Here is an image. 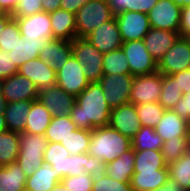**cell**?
<instances>
[{
  "label": "cell",
  "mask_w": 190,
  "mask_h": 191,
  "mask_svg": "<svg viewBox=\"0 0 190 191\" xmlns=\"http://www.w3.org/2000/svg\"><path fill=\"white\" fill-rule=\"evenodd\" d=\"M99 82L89 85L76 97L70 118L78 129L92 131L109 125L111 108Z\"/></svg>",
  "instance_id": "cell-1"
},
{
  "label": "cell",
  "mask_w": 190,
  "mask_h": 191,
  "mask_svg": "<svg viewBox=\"0 0 190 191\" xmlns=\"http://www.w3.org/2000/svg\"><path fill=\"white\" fill-rule=\"evenodd\" d=\"M131 149V140L109 125L91 131L88 154L110 163Z\"/></svg>",
  "instance_id": "cell-2"
},
{
  "label": "cell",
  "mask_w": 190,
  "mask_h": 191,
  "mask_svg": "<svg viewBox=\"0 0 190 191\" xmlns=\"http://www.w3.org/2000/svg\"><path fill=\"white\" fill-rule=\"evenodd\" d=\"M44 163L49 164L62 177L78 176L87 167V153L70 155L60 142H48Z\"/></svg>",
  "instance_id": "cell-3"
},
{
  "label": "cell",
  "mask_w": 190,
  "mask_h": 191,
  "mask_svg": "<svg viewBox=\"0 0 190 191\" xmlns=\"http://www.w3.org/2000/svg\"><path fill=\"white\" fill-rule=\"evenodd\" d=\"M114 17L107 0H90L75 14L76 36L86 37Z\"/></svg>",
  "instance_id": "cell-4"
},
{
  "label": "cell",
  "mask_w": 190,
  "mask_h": 191,
  "mask_svg": "<svg viewBox=\"0 0 190 191\" xmlns=\"http://www.w3.org/2000/svg\"><path fill=\"white\" fill-rule=\"evenodd\" d=\"M72 55L83 66L85 76L90 83L98 82L103 76V54L85 37H76L72 41Z\"/></svg>",
  "instance_id": "cell-5"
},
{
  "label": "cell",
  "mask_w": 190,
  "mask_h": 191,
  "mask_svg": "<svg viewBox=\"0 0 190 191\" xmlns=\"http://www.w3.org/2000/svg\"><path fill=\"white\" fill-rule=\"evenodd\" d=\"M133 80L131 74H112L103 75L98 81L111 110L130 102Z\"/></svg>",
  "instance_id": "cell-6"
},
{
  "label": "cell",
  "mask_w": 190,
  "mask_h": 191,
  "mask_svg": "<svg viewBox=\"0 0 190 191\" xmlns=\"http://www.w3.org/2000/svg\"><path fill=\"white\" fill-rule=\"evenodd\" d=\"M163 74L159 71L134 76L131 87L130 103L141 105L145 103L158 102L162 90Z\"/></svg>",
  "instance_id": "cell-7"
},
{
  "label": "cell",
  "mask_w": 190,
  "mask_h": 191,
  "mask_svg": "<svg viewBox=\"0 0 190 191\" xmlns=\"http://www.w3.org/2000/svg\"><path fill=\"white\" fill-rule=\"evenodd\" d=\"M182 7L172 0H158L148 12L150 28L179 33Z\"/></svg>",
  "instance_id": "cell-8"
},
{
  "label": "cell",
  "mask_w": 190,
  "mask_h": 191,
  "mask_svg": "<svg viewBox=\"0 0 190 191\" xmlns=\"http://www.w3.org/2000/svg\"><path fill=\"white\" fill-rule=\"evenodd\" d=\"M83 66L71 55L64 66L56 71V84L77 97L88 85Z\"/></svg>",
  "instance_id": "cell-9"
},
{
  "label": "cell",
  "mask_w": 190,
  "mask_h": 191,
  "mask_svg": "<svg viewBox=\"0 0 190 191\" xmlns=\"http://www.w3.org/2000/svg\"><path fill=\"white\" fill-rule=\"evenodd\" d=\"M123 49L133 76L148 75L158 71L157 62L146 49L143 40L123 42Z\"/></svg>",
  "instance_id": "cell-10"
},
{
  "label": "cell",
  "mask_w": 190,
  "mask_h": 191,
  "mask_svg": "<svg viewBox=\"0 0 190 191\" xmlns=\"http://www.w3.org/2000/svg\"><path fill=\"white\" fill-rule=\"evenodd\" d=\"M190 68V41L179 37L173 46L157 63V69L163 75H172Z\"/></svg>",
  "instance_id": "cell-11"
},
{
  "label": "cell",
  "mask_w": 190,
  "mask_h": 191,
  "mask_svg": "<svg viewBox=\"0 0 190 191\" xmlns=\"http://www.w3.org/2000/svg\"><path fill=\"white\" fill-rule=\"evenodd\" d=\"M1 91L6 103L35 101L39 94L34 82L18 72L1 81Z\"/></svg>",
  "instance_id": "cell-12"
},
{
  "label": "cell",
  "mask_w": 190,
  "mask_h": 191,
  "mask_svg": "<svg viewBox=\"0 0 190 191\" xmlns=\"http://www.w3.org/2000/svg\"><path fill=\"white\" fill-rule=\"evenodd\" d=\"M38 100L51 112L52 117L70 116L76 97L57 84L39 91Z\"/></svg>",
  "instance_id": "cell-13"
},
{
  "label": "cell",
  "mask_w": 190,
  "mask_h": 191,
  "mask_svg": "<svg viewBox=\"0 0 190 191\" xmlns=\"http://www.w3.org/2000/svg\"><path fill=\"white\" fill-rule=\"evenodd\" d=\"M123 42L142 40L150 30L148 15L126 11L115 16Z\"/></svg>",
  "instance_id": "cell-14"
},
{
  "label": "cell",
  "mask_w": 190,
  "mask_h": 191,
  "mask_svg": "<svg viewBox=\"0 0 190 191\" xmlns=\"http://www.w3.org/2000/svg\"><path fill=\"white\" fill-rule=\"evenodd\" d=\"M102 54L120 49L123 41L116 18L98 26L86 37Z\"/></svg>",
  "instance_id": "cell-15"
},
{
  "label": "cell",
  "mask_w": 190,
  "mask_h": 191,
  "mask_svg": "<svg viewBox=\"0 0 190 191\" xmlns=\"http://www.w3.org/2000/svg\"><path fill=\"white\" fill-rule=\"evenodd\" d=\"M109 126L131 140L142 127L138 118L136 105L129 102L112 109Z\"/></svg>",
  "instance_id": "cell-16"
},
{
  "label": "cell",
  "mask_w": 190,
  "mask_h": 191,
  "mask_svg": "<svg viewBox=\"0 0 190 191\" xmlns=\"http://www.w3.org/2000/svg\"><path fill=\"white\" fill-rule=\"evenodd\" d=\"M23 38L53 40L49 13L38 12L30 16L15 18Z\"/></svg>",
  "instance_id": "cell-17"
},
{
  "label": "cell",
  "mask_w": 190,
  "mask_h": 191,
  "mask_svg": "<svg viewBox=\"0 0 190 191\" xmlns=\"http://www.w3.org/2000/svg\"><path fill=\"white\" fill-rule=\"evenodd\" d=\"M18 73L34 82L39 91L56 85V70L40 58L25 62L19 67Z\"/></svg>",
  "instance_id": "cell-18"
},
{
  "label": "cell",
  "mask_w": 190,
  "mask_h": 191,
  "mask_svg": "<svg viewBox=\"0 0 190 191\" xmlns=\"http://www.w3.org/2000/svg\"><path fill=\"white\" fill-rule=\"evenodd\" d=\"M179 37L177 32L150 28L142 40L149 54L158 63Z\"/></svg>",
  "instance_id": "cell-19"
},
{
  "label": "cell",
  "mask_w": 190,
  "mask_h": 191,
  "mask_svg": "<svg viewBox=\"0 0 190 191\" xmlns=\"http://www.w3.org/2000/svg\"><path fill=\"white\" fill-rule=\"evenodd\" d=\"M188 121L176 114L173 109L165 110L162 119L155 127V132L164 140L176 137H188Z\"/></svg>",
  "instance_id": "cell-20"
},
{
  "label": "cell",
  "mask_w": 190,
  "mask_h": 191,
  "mask_svg": "<svg viewBox=\"0 0 190 191\" xmlns=\"http://www.w3.org/2000/svg\"><path fill=\"white\" fill-rule=\"evenodd\" d=\"M72 55V41L53 39L41 50L39 58L56 71Z\"/></svg>",
  "instance_id": "cell-21"
},
{
  "label": "cell",
  "mask_w": 190,
  "mask_h": 191,
  "mask_svg": "<svg viewBox=\"0 0 190 191\" xmlns=\"http://www.w3.org/2000/svg\"><path fill=\"white\" fill-rule=\"evenodd\" d=\"M50 41L51 40L23 38V36H20V40H18L13 50L9 52V55H11L15 65L19 68L25 62L39 58L41 50H43Z\"/></svg>",
  "instance_id": "cell-22"
},
{
  "label": "cell",
  "mask_w": 190,
  "mask_h": 191,
  "mask_svg": "<svg viewBox=\"0 0 190 191\" xmlns=\"http://www.w3.org/2000/svg\"><path fill=\"white\" fill-rule=\"evenodd\" d=\"M49 16L54 39L73 41L77 37L74 13L57 9Z\"/></svg>",
  "instance_id": "cell-23"
},
{
  "label": "cell",
  "mask_w": 190,
  "mask_h": 191,
  "mask_svg": "<svg viewBox=\"0 0 190 191\" xmlns=\"http://www.w3.org/2000/svg\"><path fill=\"white\" fill-rule=\"evenodd\" d=\"M62 176L49 165H43L26 180V191H51L61 182Z\"/></svg>",
  "instance_id": "cell-24"
},
{
  "label": "cell",
  "mask_w": 190,
  "mask_h": 191,
  "mask_svg": "<svg viewBox=\"0 0 190 191\" xmlns=\"http://www.w3.org/2000/svg\"><path fill=\"white\" fill-rule=\"evenodd\" d=\"M33 101L21 100L6 103L4 109L7 129L17 133H23L26 127L27 115Z\"/></svg>",
  "instance_id": "cell-25"
},
{
  "label": "cell",
  "mask_w": 190,
  "mask_h": 191,
  "mask_svg": "<svg viewBox=\"0 0 190 191\" xmlns=\"http://www.w3.org/2000/svg\"><path fill=\"white\" fill-rule=\"evenodd\" d=\"M134 163L135 150L131 148L112 162L106 163V175L117 181L130 182L134 174Z\"/></svg>",
  "instance_id": "cell-26"
},
{
  "label": "cell",
  "mask_w": 190,
  "mask_h": 191,
  "mask_svg": "<svg viewBox=\"0 0 190 191\" xmlns=\"http://www.w3.org/2000/svg\"><path fill=\"white\" fill-rule=\"evenodd\" d=\"M168 175V167L156 171H140L134 173L130 179L132 191H152L165 184Z\"/></svg>",
  "instance_id": "cell-27"
},
{
  "label": "cell",
  "mask_w": 190,
  "mask_h": 191,
  "mask_svg": "<svg viewBox=\"0 0 190 191\" xmlns=\"http://www.w3.org/2000/svg\"><path fill=\"white\" fill-rule=\"evenodd\" d=\"M51 120V112L39 100H35L31 103L24 132L45 135Z\"/></svg>",
  "instance_id": "cell-28"
},
{
  "label": "cell",
  "mask_w": 190,
  "mask_h": 191,
  "mask_svg": "<svg viewBox=\"0 0 190 191\" xmlns=\"http://www.w3.org/2000/svg\"><path fill=\"white\" fill-rule=\"evenodd\" d=\"M26 174L16 161L0 166V191H26Z\"/></svg>",
  "instance_id": "cell-29"
},
{
  "label": "cell",
  "mask_w": 190,
  "mask_h": 191,
  "mask_svg": "<svg viewBox=\"0 0 190 191\" xmlns=\"http://www.w3.org/2000/svg\"><path fill=\"white\" fill-rule=\"evenodd\" d=\"M20 133L6 130L0 132V166L17 160L20 151Z\"/></svg>",
  "instance_id": "cell-30"
},
{
  "label": "cell",
  "mask_w": 190,
  "mask_h": 191,
  "mask_svg": "<svg viewBox=\"0 0 190 191\" xmlns=\"http://www.w3.org/2000/svg\"><path fill=\"white\" fill-rule=\"evenodd\" d=\"M166 166L161 150H135L134 173L156 171Z\"/></svg>",
  "instance_id": "cell-31"
},
{
  "label": "cell",
  "mask_w": 190,
  "mask_h": 191,
  "mask_svg": "<svg viewBox=\"0 0 190 191\" xmlns=\"http://www.w3.org/2000/svg\"><path fill=\"white\" fill-rule=\"evenodd\" d=\"M164 140L155 132V128L142 126L131 139L134 150H161Z\"/></svg>",
  "instance_id": "cell-32"
},
{
  "label": "cell",
  "mask_w": 190,
  "mask_h": 191,
  "mask_svg": "<svg viewBox=\"0 0 190 191\" xmlns=\"http://www.w3.org/2000/svg\"><path fill=\"white\" fill-rule=\"evenodd\" d=\"M76 129L78 128L72 122L70 116L52 117V120L45 132V137L48 142H61Z\"/></svg>",
  "instance_id": "cell-33"
},
{
  "label": "cell",
  "mask_w": 190,
  "mask_h": 191,
  "mask_svg": "<svg viewBox=\"0 0 190 191\" xmlns=\"http://www.w3.org/2000/svg\"><path fill=\"white\" fill-rule=\"evenodd\" d=\"M103 75L130 74L129 63L122 48L103 54Z\"/></svg>",
  "instance_id": "cell-34"
},
{
  "label": "cell",
  "mask_w": 190,
  "mask_h": 191,
  "mask_svg": "<svg viewBox=\"0 0 190 191\" xmlns=\"http://www.w3.org/2000/svg\"><path fill=\"white\" fill-rule=\"evenodd\" d=\"M167 167L169 178L176 181L185 191H190V158L184 154Z\"/></svg>",
  "instance_id": "cell-35"
},
{
  "label": "cell",
  "mask_w": 190,
  "mask_h": 191,
  "mask_svg": "<svg viewBox=\"0 0 190 191\" xmlns=\"http://www.w3.org/2000/svg\"><path fill=\"white\" fill-rule=\"evenodd\" d=\"M182 96L183 94L179 91L176 78L172 75H163L162 90L158 103L165 110L173 109Z\"/></svg>",
  "instance_id": "cell-36"
},
{
  "label": "cell",
  "mask_w": 190,
  "mask_h": 191,
  "mask_svg": "<svg viewBox=\"0 0 190 191\" xmlns=\"http://www.w3.org/2000/svg\"><path fill=\"white\" fill-rule=\"evenodd\" d=\"M91 131L76 129L60 143L70 152V155L87 153L90 145Z\"/></svg>",
  "instance_id": "cell-37"
},
{
  "label": "cell",
  "mask_w": 190,
  "mask_h": 191,
  "mask_svg": "<svg viewBox=\"0 0 190 191\" xmlns=\"http://www.w3.org/2000/svg\"><path fill=\"white\" fill-rule=\"evenodd\" d=\"M136 110L141 125L152 128L156 127L165 112L158 102L136 105Z\"/></svg>",
  "instance_id": "cell-38"
},
{
  "label": "cell",
  "mask_w": 190,
  "mask_h": 191,
  "mask_svg": "<svg viewBox=\"0 0 190 191\" xmlns=\"http://www.w3.org/2000/svg\"><path fill=\"white\" fill-rule=\"evenodd\" d=\"M48 145V140L42 134L20 133L19 153H44Z\"/></svg>",
  "instance_id": "cell-39"
},
{
  "label": "cell",
  "mask_w": 190,
  "mask_h": 191,
  "mask_svg": "<svg viewBox=\"0 0 190 191\" xmlns=\"http://www.w3.org/2000/svg\"><path fill=\"white\" fill-rule=\"evenodd\" d=\"M187 145L188 137H176V139L164 141L161 152L165 163L168 165L182 157L186 152Z\"/></svg>",
  "instance_id": "cell-40"
},
{
  "label": "cell",
  "mask_w": 190,
  "mask_h": 191,
  "mask_svg": "<svg viewBox=\"0 0 190 191\" xmlns=\"http://www.w3.org/2000/svg\"><path fill=\"white\" fill-rule=\"evenodd\" d=\"M20 28L16 19L11 18L0 34V49L10 52L20 40Z\"/></svg>",
  "instance_id": "cell-41"
},
{
  "label": "cell",
  "mask_w": 190,
  "mask_h": 191,
  "mask_svg": "<svg viewBox=\"0 0 190 191\" xmlns=\"http://www.w3.org/2000/svg\"><path fill=\"white\" fill-rule=\"evenodd\" d=\"M16 162L19 163L28 178L43 165L44 153H19Z\"/></svg>",
  "instance_id": "cell-42"
},
{
  "label": "cell",
  "mask_w": 190,
  "mask_h": 191,
  "mask_svg": "<svg viewBox=\"0 0 190 191\" xmlns=\"http://www.w3.org/2000/svg\"><path fill=\"white\" fill-rule=\"evenodd\" d=\"M61 183L70 191H92L93 179L90 174L84 172L78 176L63 177Z\"/></svg>",
  "instance_id": "cell-43"
},
{
  "label": "cell",
  "mask_w": 190,
  "mask_h": 191,
  "mask_svg": "<svg viewBox=\"0 0 190 191\" xmlns=\"http://www.w3.org/2000/svg\"><path fill=\"white\" fill-rule=\"evenodd\" d=\"M92 191H132V187L130 182L117 181L105 174L98 181H93Z\"/></svg>",
  "instance_id": "cell-44"
},
{
  "label": "cell",
  "mask_w": 190,
  "mask_h": 191,
  "mask_svg": "<svg viewBox=\"0 0 190 191\" xmlns=\"http://www.w3.org/2000/svg\"><path fill=\"white\" fill-rule=\"evenodd\" d=\"M42 11L41 0H19L11 16L14 19L22 18Z\"/></svg>",
  "instance_id": "cell-45"
},
{
  "label": "cell",
  "mask_w": 190,
  "mask_h": 191,
  "mask_svg": "<svg viewBox=\"0 0 190 191\" xmlns=\"http://www.w3.org/2000/svg\"><path fill=\"white\" fill-rule=\"evenodd\" d=\"M85 172L92 176L93 181H98L106 174V162L87 153V167Z\"/></svg>",
  "instance_id": "cell-46"
},
{
  "label": "cell",
  "mask_w": 190,
  "mask_h": 191,
  "mask_svg": "<svg viewBox=\"0 0 190 191\" xmlns=\"http://www.w3.org/2000/svg\"><path fill=\"white\" fill-rule=\"evenodd\" d=\"M18 69L9 52L0 49V80L2 81L16 74Z\"/></svg>",
  "instance_id": "cell-47"
},
{
  "label": "cell",
  "mask_w": 190,
  "mask_h": 191,
  "mask_svg": "<svg viewBox=\"0 0 190 191\" xmlns=\"http://www.w3.org/2000/svg\"><path fill=\"white\" fill-rule=\"evenodd\" d=\"M158 0H127V11L148 14Z\"/></svg>",
  "instance_id": "cell-48"
},
{
  "label": "cell",
  "mask_w": 190,
  "mask_h": 191,
  "mask_svg": "<svg viewBox=\"0 0 190 191\" xmlns=\"http://www.w3.org/2000/svg\"><path fill=\"white\" fill-rule=\"evenodd\" d=\"M173 111L181 118L190 122V92L184 93L182 98L176 103Z\"/></svg>",
  "instance_id": "cell-49"
},
{
  "label": "cell",
  "mask_w": 190,
  "mask_h": 191,
  "mask_svg": "<svg viewBox=\"0 0 190 191\" xmlns=\"http://www.w3.org/2000/svg\"><path fill=\"white\" fill-rule=\"evenodd\" d=\"M176 78L179 91L184 94L190 92V68L172 74Z\"/></svg>",
  "instance_id": "cell-50"
},
{
  "label": "cell",
  "mask_w": 190,
  "mask_h": 191,
  "mask_svg": "<svg viewBox=\"0 0 190 191\" xmlns=\"http://www.w3.org/2000/svg\"><path fill=\"white\" fill-rule=\"evenodd\" d=\"M180 37H190V5L182 7L180 22Z\"/></svg>",
  "instance_id": "cell-51"
},
{
  "label": "cell",
  "mask_w": 190,
  "mask_h": 191,
  "mask_svg": "<svg viewBox=\"0 0 190 191\" xmlns=\"http://www.w3.org/2000/svg\"><path fill=\"white\" fill-rule=\"evenodd\" d=\"M90 0H61L60 9L72 12L74 14Z\"/></svg>",
  "instance_id": "cell-52"
},
{
  "label": "cell",
  "mask_w": 190,
  "mask_h": 191,
  "mask_svg": "<svg viewBox=\"0 0 190 191\" xmlns=\"http://www.w3.org/2000/svg\"><path fill=\"white\" fill-rule=\"evenodd\" d=\"M114 16L127 11V0H107Z\"/></svg>",
  "instance_id": "cell-53"
},
{
  "label": "cell",
  "mask_w": 190,
  "mask_h": 191,
  "mask_svg": "<svg viewBox=\"0 0 190 191\" xmlns=\"http://www.w3.org/2000/svg\"><path fill=\"white\" fill-rule=\"evenodd\" d=\"M152 191H185L176 181L168 178L165 184Z\"/></svg>",
  "instance_id": "cell-54"
},
{
  "label": "cell",
  "mask_w": 190,
  "mask_h": 191,
  "mask_svg": "<svg viewBox=\"0 0 190 191\" xmlns=\"http://www.w3.org/2000/svg\"><path fill=\"white\" fill-rule=\"evenodd\" d=\"M61 0H41L43 12L52 13L60 9Z\"/></svg>",
  "instance_id": "cell-55"
},
{
  "label": "cell",
  "mask_w": 190,
  "mask_h": 191,
  "mask_svg": "<svg viewBox=\"0 0 190 191\" xmlns=\"http://www.w3.org/2000/svg\"><path fill=\"white\" fill-rule=\"evenodd\" d=\"M19 0H0L1 7L6 13L12 14Z\"/></svg>",
  "instance_id": "cell-56"
},
{
  "label": "cell",
  "mask_w": 190,
  "mask_h": 191,
  "mask_svg": "<svg viewBox=\"0 0 190 191\" xmlns=\"http://www.w3.org/2000/svg\"><path fill=\"white\" fill-rule=\"evenodd\" d=\"M7 126L5 122L4 109H0V132L6 131Z\"/></svg>",
  "instance_id": "cell-57"
},
{
  "label": "cell",
  "mask_w": 190,
  "mask_h": 191,
  "mask_svg": "<svg viewBox=\"0 0 190 191\" xmlns=\"http://www.w3.org/2000/svg\"><path fill=\"white\" fill-rule=\"evenodd\" d=\"M12 18L11 14H6L5 16L0 18V34L5 27L6 23Z\"/></svg>",
  "instance_id": "cell-58"
},
{
  "label": "cell",
  "mask_w": 190,
  "mask_h": 191,
  "mask_svg": "<svg viewBox=\"0 0 190 191\" xmlns=\"http://www.w3.org/2000/svg\"><path fill=\"white\" fill-rule=\"evenodd\" d=\"M51 191H70L67 187H65L61 182L56 184Z\"/></svg>",
  "instance_id": "cell-59"
},
{
  "label": "cell",
  "mask_w": 190,
  "mask_h": 191,
  "mask_svg": "<svg viewBox=\"0 0 190 191\" xmlns=\"http://www.w3.org/2000/svg\"><path fill=\"white\" fill-rule=\"evenodd\" d=\"M5 106H6V101H5V98L2 95L1 80H0V109H5Z\"/></svg>",
  "instance_id": "cell-60"
},
{
  "label": "cell",
  "mask_w": 190,
  "mask_h": 191,
  "mask_svg": "<svg viewBox=\"0 0 190 191\" xmlns=\"http://www.w3.org/2000/svg\"><path fill=\"white\" fill-rule=\"evenodd\" d=\"M172 1L180 5L181 7L190 5V0H172Z\"/></svg>",
  "instance_id": "cell-61"
},
{
  "label": "cell",
  "mask_w": 190,
  "mask_h": 191,
  "mask_svg": "<svg viewBox=\"0 0 190 191\" xmlns=\"http://www.w3.org/2000/svg\"><path fill=\"white\" fill-rule=\"evenodd\" d=\"M7 13L5 12V10L1 7L0 5V18L5 16Z\"/></svg>",
  "instance_id": "cell-62"
},
{
  "label": "cell",
  "mask_w": 190,
  "mask_h": 191,
  "mask_svg": "<svg viewBox=\"0 0 190 191\" xmlns=\"http://www.w3.org/2000/svg\"><path fill=\"white\" fill-rule=\"evenodd\" d=\"M185 155H187L190 158V143H188V145H187Z\"/></svg>",
  "instance_id": "cell-63"
},
{
  "label": "cell",
  "mask_w": 190,
  "mask_h": 191,
  "mask_svg": "<svg viewBox=\"0 0 190 191\" xmlns=\"http://www.w3.org/2000/svg\"><path fill=\"white\" fill-rule=\"evenodd\" d=\"M188 143H190V122L188 123Z\"/></svg>",
  "instance_id": "cell-64"
}]
</instances>
